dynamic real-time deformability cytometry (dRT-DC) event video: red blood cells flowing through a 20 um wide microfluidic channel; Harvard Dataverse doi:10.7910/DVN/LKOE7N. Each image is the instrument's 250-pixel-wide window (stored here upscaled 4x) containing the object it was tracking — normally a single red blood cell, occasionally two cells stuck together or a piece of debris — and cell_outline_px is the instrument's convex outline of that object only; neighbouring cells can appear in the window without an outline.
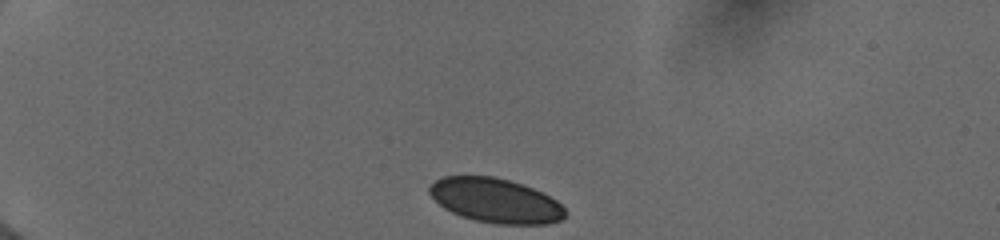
{"species": "human", "species_latin": "Homo sapiens", "temperature_condition": "cold", "stored_images_in_passage": 40, "camera_frame_rate_fps": 3000, "um_per_image_px": 0.085, "donor": {"sex": "female"}, "frame": {"image": 1, "passage_image": 1, "time_ms": 0.0, "image_size_px": [1000, 240], "cell_outline_px": [[568, 212], [560, 220], [548, 224], [496, 224], [476, 220], [460, 216], [444, 208], [428, 192], [428, 188], [436, 180], [444, 176], [492, 176], [524, 184], [556, 200]], "centroid_in_image_um": [42.12, 17.05], "position_along_channel_um": 42.9, "area_um2": 34.97}}
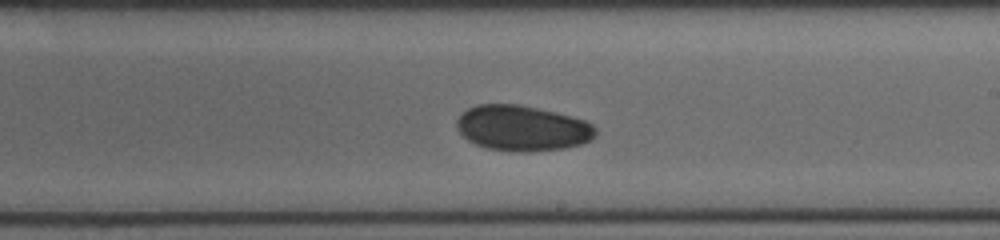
{"frame": {"image": 2, "passage_image": 21, "time_ms": 6.667, "image_size_px": [1000, 240], "cell_outline_px": [[596, 136], [592, 140], [580, 144], [564, 148], [532, 152], [516, 152], [488, 148], [476, 144], [468, 140], [456, 128], [456, 120], [468, 108], [476, 104], [516, 104], [536, 108], [584, 120], [592, 124], [596, 128]], "centroid_in_image_um": [44.39, 10.9], "position_along_channel_um": 244.6, "area_um2": 36.65}}
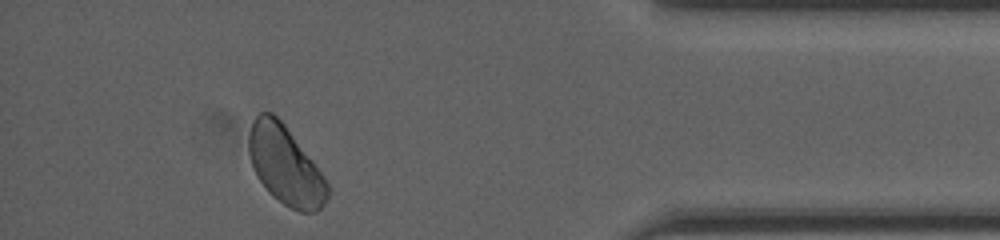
{"frame": {"image": 3, "passage_image": 36, "time_ms": 11.667, "image_size_px": [1000, 240], "cell_outline_px": [[328, 196], [324, 204], [316, 212], [300, 212], [284, 204], [272, 196], [268, 192], [256, 176], [248, 152], [248, 132], [252, 120], [260, 112], [272, 112], [284, 124], [312, 160], [324, 176], [328, 184]], "centroid_in_image_um": [24.22, 14.05], "position_along_channel_um": 411.0, "area_um2": 35.95}}